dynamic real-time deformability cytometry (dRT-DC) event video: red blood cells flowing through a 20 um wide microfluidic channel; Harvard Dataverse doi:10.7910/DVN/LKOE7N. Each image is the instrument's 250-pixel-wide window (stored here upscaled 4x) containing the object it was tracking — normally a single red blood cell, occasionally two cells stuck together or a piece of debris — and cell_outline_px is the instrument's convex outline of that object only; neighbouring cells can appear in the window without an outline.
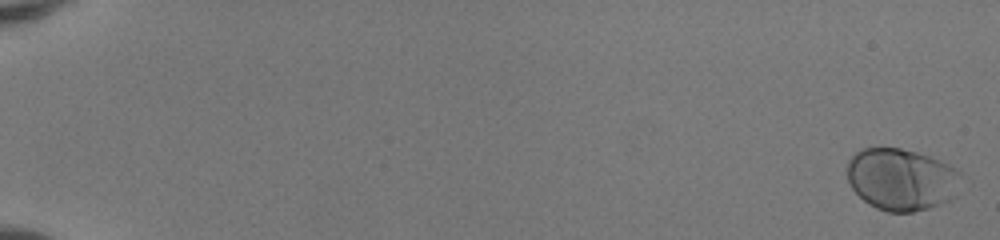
{"species": "human", "species_latin": "Homo sapiens", "temperature_condition": "room temperature", "stored_images_in_passage": 53, "camera_frame_rate_fps": 3000, "um_per_image_px": 0.085, "donor": {"sex": "female"}, "frame": {"image": 1, "passage_image": 1, "time_ms": 0.0, "image_size_px": [1000, 240], "cell_outline_px": [[964, 172], [952, 200], [928, 208], [912, 212], [888, 212], [876, 208], [864, 200], [852, 188], [848, 180], [848, 160], [860, 148], [900, 148], [932, 156]], "centroid_in_image_um": [76.65, 15.23], "position_along_channel_um": 8.3, "area_um2": 41.38}}
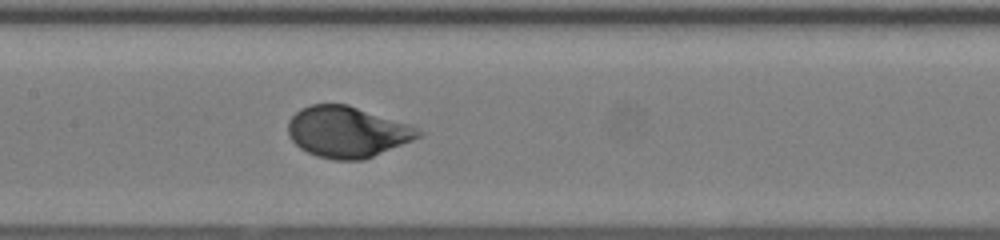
{"frame": {"image": 2, "passage_image": 29, "time_ms": 9.333, "image_size_px": [1000, 240], "cell_outline_px": [[424, 132], [420, 136], [412, 140], [364, 160], [336, 160], [316, 156], [300, 148], [288, 136], [288, 120], [300, 108], [312, 104], [348, 104], [412, 124]], "centroid_in_image_um": [29.52, 11.2], "position_along_channel_um": 177.9, "area_um2": 39.02}}
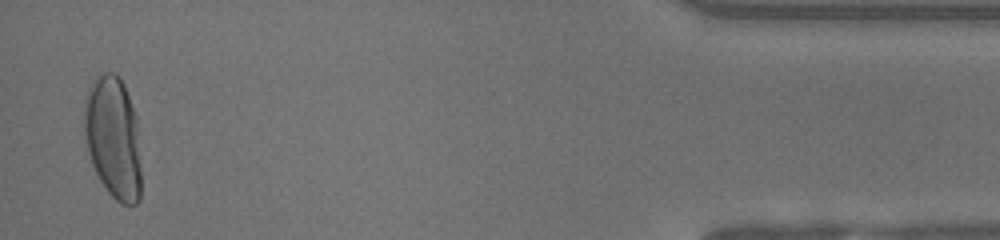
{"frame": {"image": 3, "passage_image": 52, "time_ms": 17.0, "image_size_px": [1000, 240], "cell_outline_px": [[140, 200], [136, 204], [120, 204], [108, 192], [100, 180], [92, 164], [88, 152], [84, 132], [84, 100], [96, 76], [104, 72], [112, 72], [120, 76], [124, 84], [136, 116], [140, 164]], "centroid_in_image_um": [9.62, 11.7], "position_along_channel_um": 425.6, "area_um2": 40.58}, "authors_computed_cell_mechanics": {"area_um2": 38.7838, "velocity_mm_per_s": 4.0768, "shape_relaxation_time_tau1_ms": 2.7762, "shape_relaxation_time_tau2_ms": null, "deformation_change_tau1": 0.1901, "deformation_change_tau2": null}}